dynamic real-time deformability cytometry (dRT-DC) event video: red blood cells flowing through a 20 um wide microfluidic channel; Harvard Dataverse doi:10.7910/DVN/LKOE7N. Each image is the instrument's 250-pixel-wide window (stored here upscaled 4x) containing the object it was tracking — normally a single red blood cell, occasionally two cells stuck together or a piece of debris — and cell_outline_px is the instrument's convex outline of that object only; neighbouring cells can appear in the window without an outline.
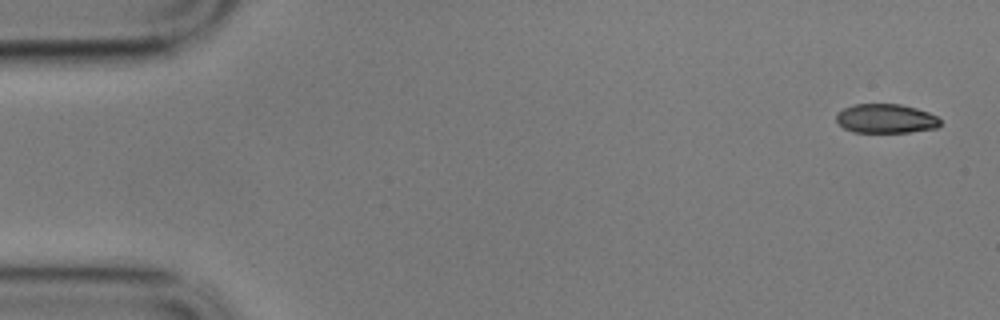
{"species": "common noctule bat (a hibernating species)", "species_latin": "Nyctalus noctula", "temperature_condition": "cold", "stored_images_in_passage": 56, "camera_frame_rate_fps": 3000, "um_per_image_px": 0.085, "animal": {"sex": "male", "body_mass_g": 17.9}, "frame": {"image": 1, "passage_image": 1, "time_ms": 0.0, "image_size_px": [1000, 320], "cell_outline_px": [[940, 124], [936, 128], [908, 132], [852, 132], [844, 128], [836, 120], [836, 112], [844, 108], [856, 104], [900, 104], [916, 108], [928, 112], [936, 116], [940, 120]], "centroid_in_image_um": [75.28, 10.08], "position_along_channel_um": 9.7, "area_um2": 17.63}}
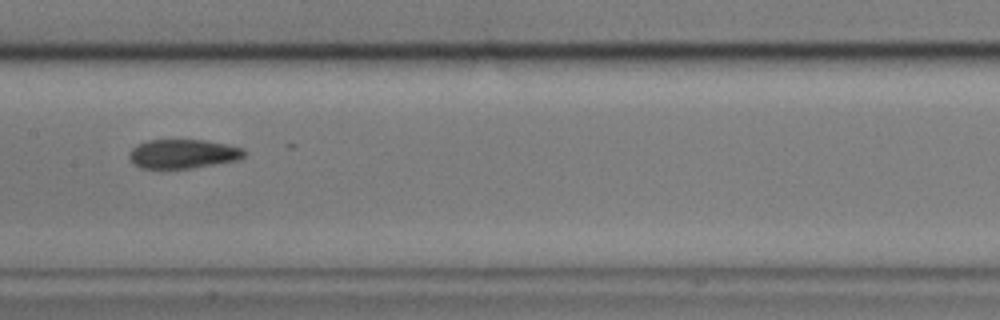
{"frame": {"image": 2, "passage_image": 27, "time_ms": 8.667, "image_size_px": [1000, 320], "cell_outline_px": [[244, 156], [240, 160], [192, 168], [160, 172], [140, 168], [132, 164], [128, 160], [128, 152], [136, 144], [148, 140], [204, 140], [228, 144], [244, 148]], "centroid_in_image_um": [15.46, 13.13], "position_along_channel_um": 191.9, "area_um2": 20.58}}
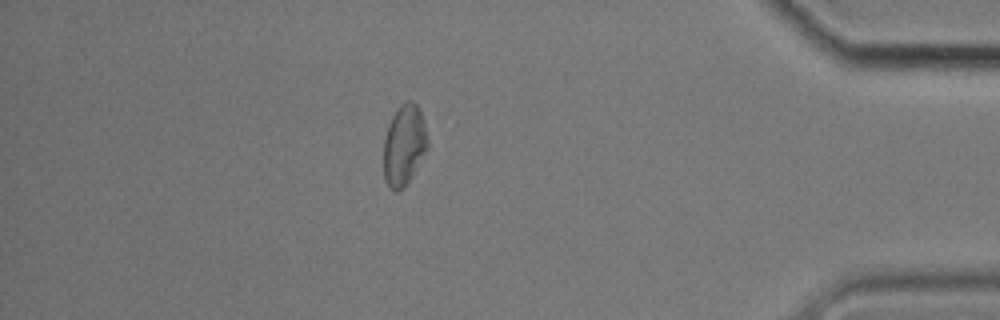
{"frame": {"image": 3, "passage_image": 49, "time_ms": 16.0, "image_size_px": [1000, 320], "cell_outline_px": [[428, 148], [412, 176], [404, 188], [396, 192], [384, 180], [384, 140], [388, 124], [392, 116], [400, 104], [408, 100], [412, 100], [420, 108], [424, 120], [428, 140]], "centroid_in_image_um": [34.36, 12.31], "position_along_channel_um": 400.8, "area_um2": 20.87}, "authors_computed_cell_mechanics": {"area_um2": 20.1144, "velocity_mm_per_s": 3.4028, "shape_relaxation_time_tau1_ms": null, "shape_relaxation_time_tau2_ms": 4.5588, "deformation_change_tau1": null, "deformation_change_tau2": 0.1122}}